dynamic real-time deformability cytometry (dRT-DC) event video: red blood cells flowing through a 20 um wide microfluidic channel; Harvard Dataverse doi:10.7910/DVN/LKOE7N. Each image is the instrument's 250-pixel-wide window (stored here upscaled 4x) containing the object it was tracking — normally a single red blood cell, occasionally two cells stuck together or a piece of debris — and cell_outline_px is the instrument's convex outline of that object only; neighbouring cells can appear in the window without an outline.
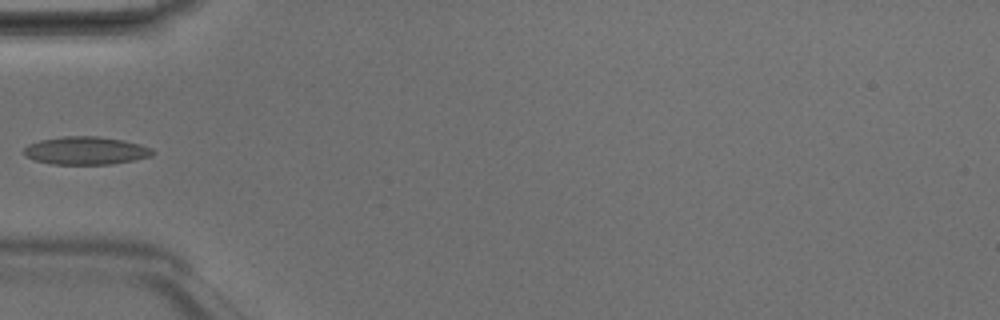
{"species": "Egyptian fruit bat (a non-hibernating species)", "species_latin": "Rousettus aegyptiacus", "temperature_condition": "room temperature", "stored_images_in_passage": 5, "camera_frame_rate_fps": 3000, "um_per_image_px": 0.085, "animal": {"sex": "male"}, "frame": {"image": 1, "passage_image": 4, "time_ms": 1.0, "image_size_px": [1000, 320], "cell_outline_px": [[156, 152], [152, 156], [112, 164], [52, 164], [36, 160], [24, 156], [24, 148], [28, 144], [40, 140], [64, 136], [100, 136], [124, 140], [140, 144], [152, 148]], "centroid_in_image_um": [7.31, 12.79], "position_along_channel_um": 77.7, "area_um2": 21.04}}